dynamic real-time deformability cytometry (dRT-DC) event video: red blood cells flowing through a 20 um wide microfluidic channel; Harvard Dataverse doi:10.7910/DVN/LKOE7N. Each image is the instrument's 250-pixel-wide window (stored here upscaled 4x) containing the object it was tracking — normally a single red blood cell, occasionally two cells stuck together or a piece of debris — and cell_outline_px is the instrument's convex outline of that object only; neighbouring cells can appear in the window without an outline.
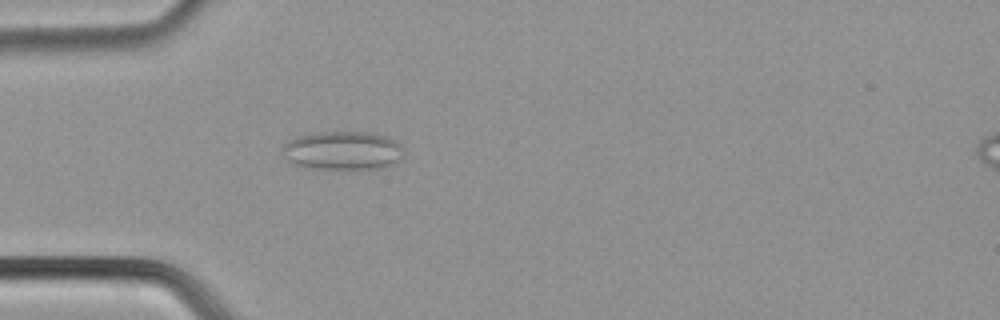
{"species": "common noctule bat (a hibernating species)", "species_latin": "Nyctalus noctula", "temperature_condition": "cold", "stored_images_in_passage": 42, "camera_frame_rate_fps": 3000, "um_per_image_px": 0.085, "animal": {"sex": "male", "body_mass_g": 21.5, "forearm_length_mm": 52.0}, "frame": {"image": 1, "passage_image": 7, "time_ms": 2.0, "image_size_px": [1000, 320], "cell_outline_px": [[404, 152], [400, 160], [384, 168], [312, 168], [296, 164], [288, 160], [280, 152], [284, 144], [288, 140], [296, 136], [320, 132], [364, 132], [384, 136], [400, 144], [404, 148]], "centroid_in_image_um": [29.12, 12.79], "position_along_channel_um": 55.9, "area_um2": 27.11}}
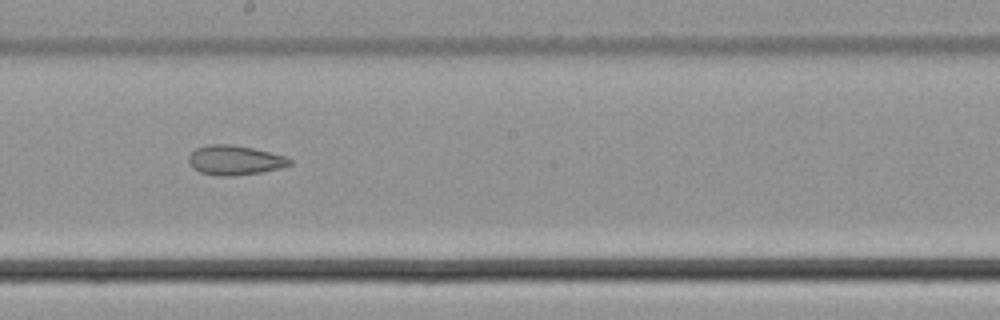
{"frame": {"image": 2, "passage_image": 20, "time_ms": 6.333, "image_size_px": [1000, 320], "cell_outline_px": [[292, 164], [280, 168], [260, 172], [232, 176], [216, 176], [200, 172], [192, 168], [188, 160], [188, 156], [196, 148], [208, 144], [232, 144], [252, 148], [284, 156], [292, 160]], "centroid_in_image_um": [19.92, 13.62], "position_along_channel_um": 228.3, "area_um2": 17.4}}
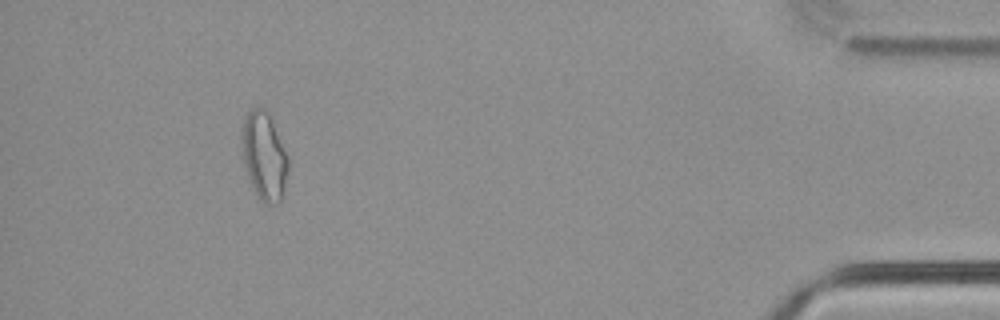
{"frame": {"image": 3, "passage_image": 38, "time_ms": 12.333, "image_size_px": [1000, 320], "cell_outline_px": [[288, 168], [280, 200], [276, 204], [268, 204], [260, 200], [248, 176], [240, 152], [240, 132], [244, 116], [252, 108], [268, 108], [288, 156]], "centroid_in_image_um": [22.41, 13.17], "position_along_channel_um": 412.8, "area_um2": 24.1}}